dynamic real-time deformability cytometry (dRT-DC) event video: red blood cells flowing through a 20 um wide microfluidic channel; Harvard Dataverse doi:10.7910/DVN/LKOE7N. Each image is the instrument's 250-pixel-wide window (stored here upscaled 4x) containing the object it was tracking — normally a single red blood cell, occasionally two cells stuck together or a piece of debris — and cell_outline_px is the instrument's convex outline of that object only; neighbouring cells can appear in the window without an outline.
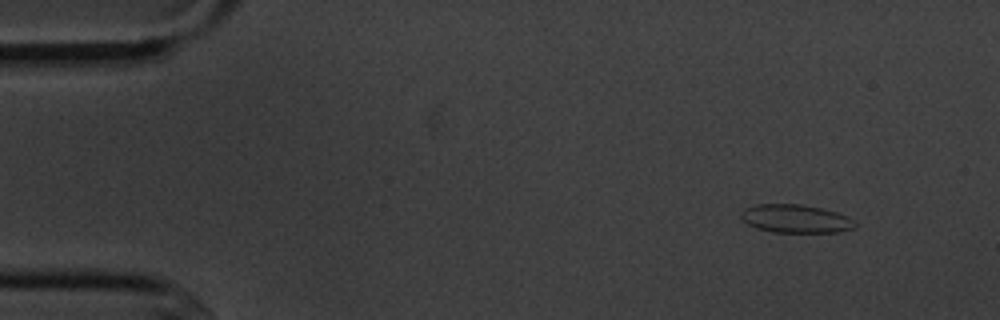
{"species": "common noctule bat (a hibernating species)", "species_latin": "Nyctalus noctula", "temperature_condition": "cold", "stored_images_in_passage": 4, "camera_frame_rate_fps": 3000, "um_per_image_px": 0.085, "animal": {"sex": "male", "body_mass_g": 20.1, "forearm_length_mm": 53.5}, "frame": {"image": 1, "passage_image": 1, "time_ms": 0.0, "image_size_px": [1000, 320], "cell_outline_px": [[856, 228], [840, 232], [772, 232], [756, 228], [748, 224], [740, 216], [740, 212], [744, 208], [756, 204], [800, 204], [820, 208], [836, 212], [848, 216], [856, 224]], "centroid_in_image_um": [67.62, 18.59], "position_along_channel_um": 17.4, "area_um2": 18.84}}